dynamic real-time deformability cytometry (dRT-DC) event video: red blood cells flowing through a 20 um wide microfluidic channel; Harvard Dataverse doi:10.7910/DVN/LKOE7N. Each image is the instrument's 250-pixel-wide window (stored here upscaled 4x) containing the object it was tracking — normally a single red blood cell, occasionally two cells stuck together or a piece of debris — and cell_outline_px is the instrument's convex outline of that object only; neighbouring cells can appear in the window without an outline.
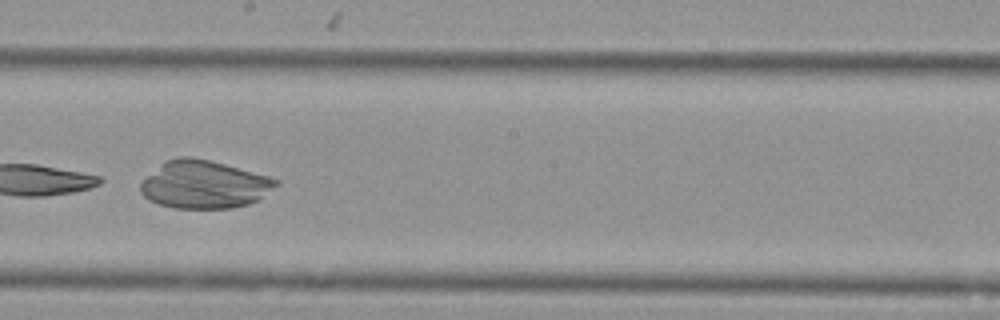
{"species": "Egyptian fruit bat (a non-hibernating species)", "species_latin": "Rousettus aegyptiacus", "temperature_condition": "cold", "stored_images_in_passage": 8, "camera_frame_rate_fps": 3000, "um_per_image_px": 0.085, "animal": {"sex": "female"}, "frame": {"image": 1, "passage_image": 7, "time_ms": 7.333, "image_size_px": [1000, 320], "cell_outline_px": [[280, 184], [260, 200], [248, 204], [232, 208], [172, 208], [148, 200], [140, 192], [140, 180], [164, 160], [176, 156], [192, 156], [224, 164], [268, 176], [280, 180]], "centroid_in_image_um": [17.33, 15.68], "position_along_channel_um": 230.9, "area_um2": 38.26}}